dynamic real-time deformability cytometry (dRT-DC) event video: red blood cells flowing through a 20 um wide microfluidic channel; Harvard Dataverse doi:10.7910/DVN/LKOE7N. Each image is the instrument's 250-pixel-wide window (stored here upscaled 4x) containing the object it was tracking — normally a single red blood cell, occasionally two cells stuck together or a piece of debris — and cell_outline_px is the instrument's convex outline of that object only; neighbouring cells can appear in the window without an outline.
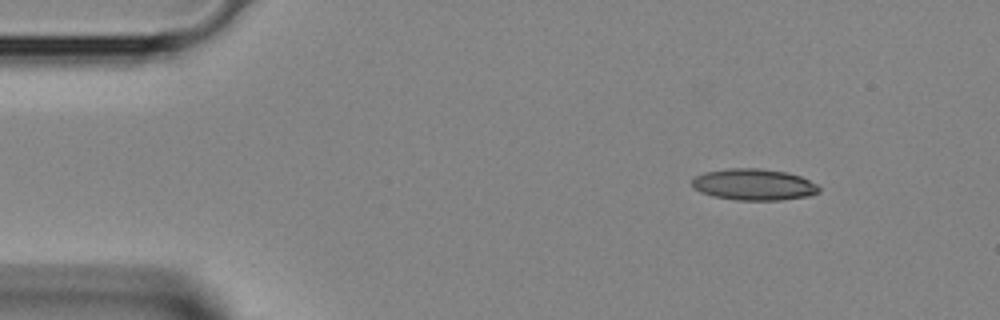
{"species": "Egyptian fruit bat (a non-hibernating species)", "species_latin": "Rousettus aegyptiacus", "temperature_condition": "room temperature", "stored_images_in_passage": 4, "segment_of_instrument_passage": [2, 2], "camera_frame_rate_fps": 3000, "um_per_image_px": 0.085, "animal": {"sex": "female"}, "frame": {"image": 1, "passage_image": 4, "time_ms": 1.0, "image_size_px": [1000, 320], "cell_outline_px": [[820, 192], [808, 196], [780, 200], [736, 200], [712, 196], [700, 192], [692, 184], [692, 180], [696, 176], [704, 172], [728, 168], [760, 168], [788, 172], [800, 176], [816, 184], [820, 188]], "centroid_in_image_um": [64.08, 15.68], "position_along_channel_um": 20.9, "area_um2": 23.29}}